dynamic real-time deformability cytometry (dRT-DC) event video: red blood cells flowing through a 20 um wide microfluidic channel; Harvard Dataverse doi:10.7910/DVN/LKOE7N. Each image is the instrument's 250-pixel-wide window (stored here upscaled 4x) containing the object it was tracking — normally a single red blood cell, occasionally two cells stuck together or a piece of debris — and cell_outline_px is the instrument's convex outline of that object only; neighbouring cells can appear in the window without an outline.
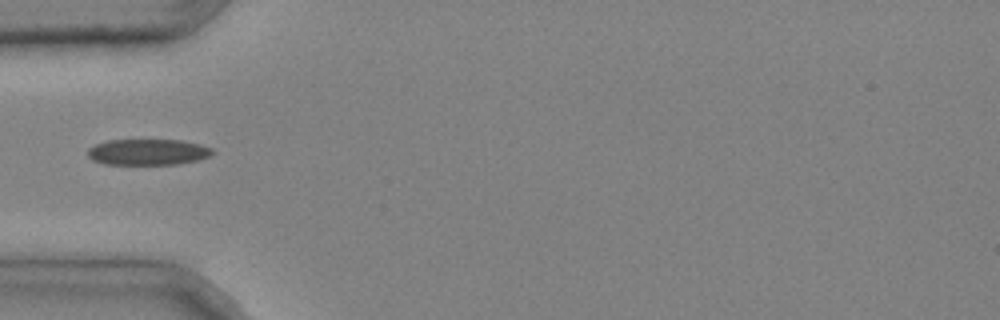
{"species": "common noctule bat (a hibernating species)", "species_latin": "Nyctalus noctula", "temperature_condition": "cold", "stored_images_in_passage": 5, "camera_frame_rate_fps": 3000, "um_per_image_px": 0.085, "animal": {"sex": "male", "body_mass_g": 20.4}, "frame": {"image": 1, "passage_image": 3, "time_ms": 0.667, "image_size_px": [1000, 320], "cell_outline_px": [[212, 152], [208, 156], [196, 160], [176, 164], [104, 164], [92, 160], [88, 156], [88, 148], [96, 144], [108, 140], [180, 140], [200, 144], [212, 148]], "centroid_in_image_um": [12.53, 12.92], "position_along_channel_um": 72.5, "area_um2": 18.73}}